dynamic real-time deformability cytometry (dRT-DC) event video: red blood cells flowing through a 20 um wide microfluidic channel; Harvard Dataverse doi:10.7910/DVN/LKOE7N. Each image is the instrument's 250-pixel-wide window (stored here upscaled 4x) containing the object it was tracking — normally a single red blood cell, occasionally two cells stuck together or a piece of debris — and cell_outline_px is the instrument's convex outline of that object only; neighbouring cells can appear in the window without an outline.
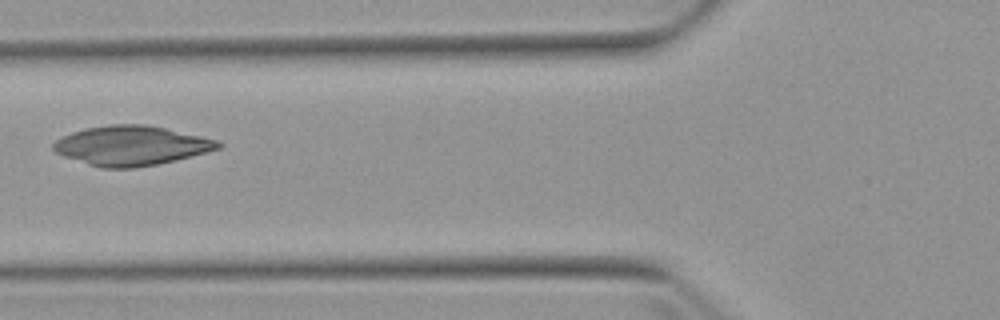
{"species": "Egyptian fruit bat (a non-hibernating species)", "species_latin": "Rousettus aegyptiacus", "temperature_condition": "warm", "stored_images_in_passage": 6, "camera_frame_rate_fps": 3000, "um_per_image_px": 0.085, "animal": {"sex": "female"}, "frame": {"image": 1, "passage_image": 5, "time_ms": 4.667, "image_size_px": [1000, 320], "cell_outline_px": [[224, 144], [220, 148], [208, 152], [156, 164], [132, 168], [100, 168], [64, 156], [56, 152], [52, 148], [52, 144], [56, 140], [72, 132], [88, 128], [108, 124], [144, 124], [164, 128], [220, 140]], "centroid_in_image_um": [11.18, 12.37], "position_along_channel_um": 114.6, "area_um2": 37.74}}
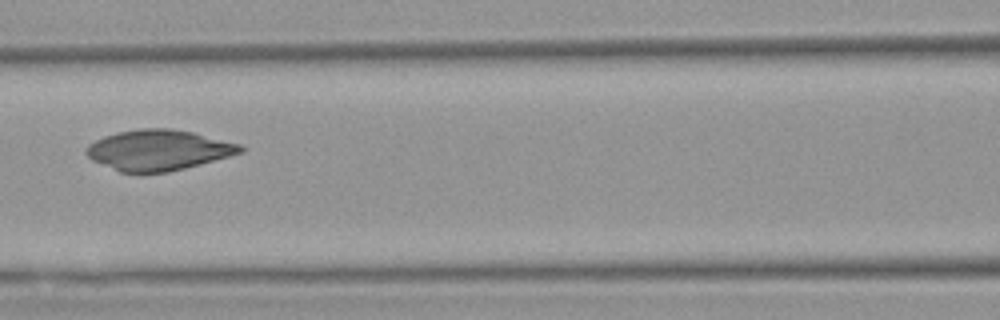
{"frame": {"image": 2, "passage_image": 6, "time_ms": 5.667, "image_size_px": [1000, 320], "cell_outline_px": [[244, 152], [200, 164], [168, 172], [120, 172], [92, 160], [84, 152], [84, 148], [88, 144], [104, 136], [116, 132], [140, 128], [172, 128], [192, 132], [240, 144], [244, 148]], "centroid_in_image_um": [13.44, 12.74], "position_along_channel_um": 153.2, "area_um2": 36.3}}